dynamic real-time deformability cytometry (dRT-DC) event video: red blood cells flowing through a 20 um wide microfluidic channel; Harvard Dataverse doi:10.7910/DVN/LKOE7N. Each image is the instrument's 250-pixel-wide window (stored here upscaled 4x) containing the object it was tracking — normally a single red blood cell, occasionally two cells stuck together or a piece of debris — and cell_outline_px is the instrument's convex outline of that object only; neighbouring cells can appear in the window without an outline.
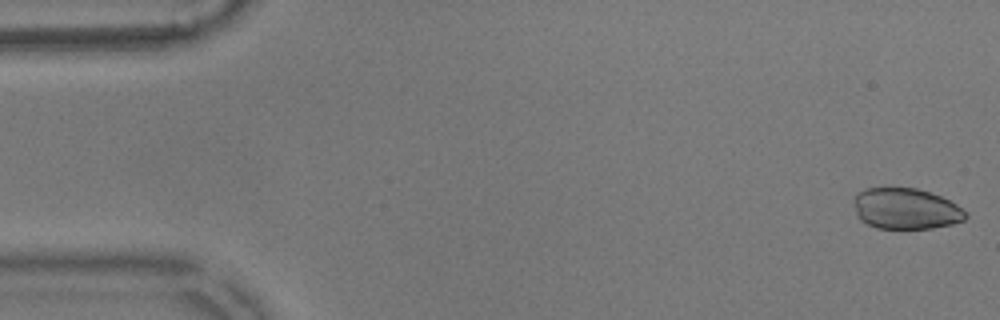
{"species": "common noctule bat (a hibernating species)", "species_latin": "Nyctalus noctula", "temperature_condition": "warm", "stored_images_in_passage": 55, "camera_frame_rate_fps": 3000, "um_per_image_px": 0.085, "animal": {"sex": "male", "body_mass_g": 17.9}, "frame": {"image": 1, "passage_image": 1, "time_ms": 0.0, "image_size_px": [1000, 320], "cell_outline_px": [[968, 216], [964, 220], [952, 224], [932, 228], [876, 228], [860, 220], [856, 216], [852, 200], [856, 192], [864, 188], [916, 188], [940, 196], [956, 204], [968, 212]], "centroid_in_image_um": [76.96, 17.74], "position_along_channel_um": 8.0, "area_um2": 26.93}}
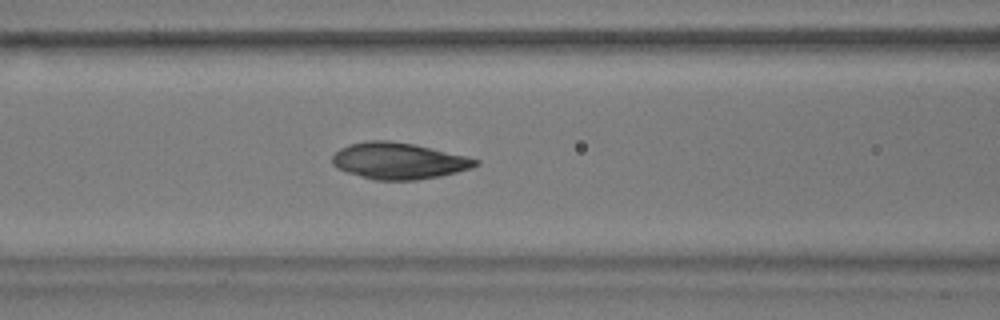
{"frame": {"image": 2, "passage_image": 22, "time_ms": 7.0, "image_size_px": [1000, 320], "cell_outline_px": [[480, 164], [472, 168], [440, 176], [416, 180], [376, 180], [360, 176], [336, 168], [332, 164], [332, 156], [340, 148], [348, 144], [368, 140], [388, 140], [412, 144], [468, 156], [480, 160]], "centroid_in_image_um": [33.89, 13.67], "position_along_channel_um": 132.7, "area_um2": 30.46}}
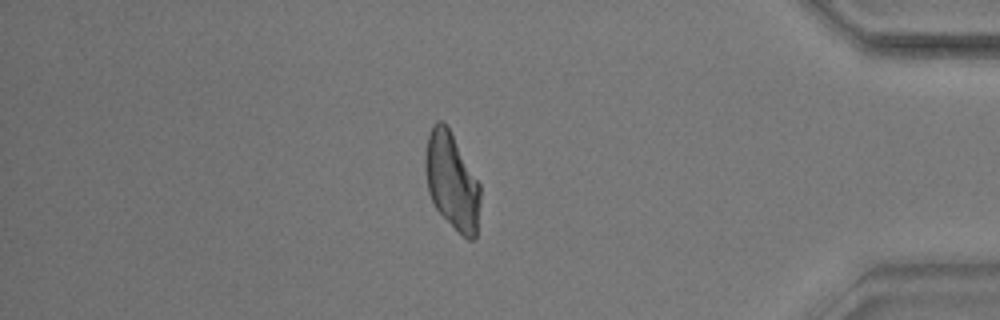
{"frame": {"image": 3, "passage_image": 47, "time_ms": 15.333, "image_size_px": [1000, 320], "cell_outline_px": [[480, 200], [476, 236], [472, 240], [468, 240], [436, 208], [428, 192], [424, 168], [424, 160], [428, 136], [432, 124], [436, 120], [440, 120], [448, 128], [480, 184]], "centroid_in_image_um": [38.39, 15.38], "position_along_channel_um": 396.8, "area_um2": 30.4}}